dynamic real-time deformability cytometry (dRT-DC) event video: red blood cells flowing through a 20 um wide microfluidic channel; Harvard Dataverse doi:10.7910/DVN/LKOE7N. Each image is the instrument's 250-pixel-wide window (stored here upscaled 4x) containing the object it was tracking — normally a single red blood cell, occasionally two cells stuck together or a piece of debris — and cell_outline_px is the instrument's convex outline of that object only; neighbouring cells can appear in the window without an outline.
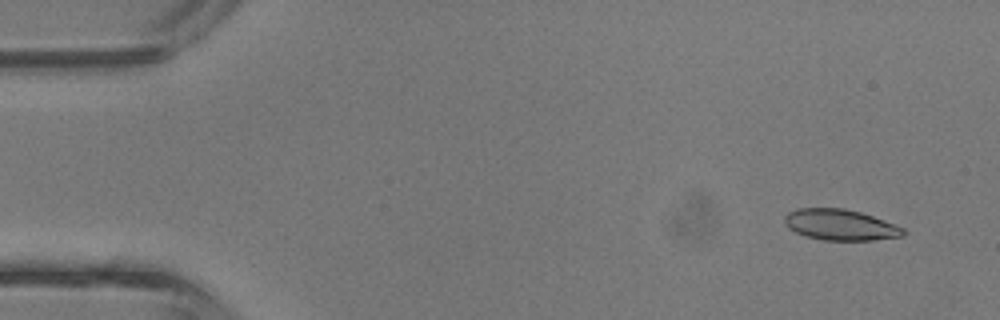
{"species": "common noctule bat (a hibernating species)", "species_latin": "Nyctalus noctula", "temperature_condition": "room temperature", "stored_images_in_passage": 43, "camera_frame_rate_fps": 3000, "um_per_image_px": 0.085, "animal": {"sex": "male", "body_mass_g": 13.3}, "frame": {"image": 1, "passage_image": 3, "time_ms": 0.667, "image_size_px": [1000, 320], "cell_outline_px": [[908, 232], [904, 236], [872, 240], [824, 240], [808, 236], [796, 232], [788, 228], [784, 224], [784, 216], [788, 212], [796, 208], [844, 208], [860, 212], [872, 216], [904, 228]], "centroid_in_image_um": [71.42, 19.1], "position_along_channel_um": 13.6, "area_um2": 21.39}}
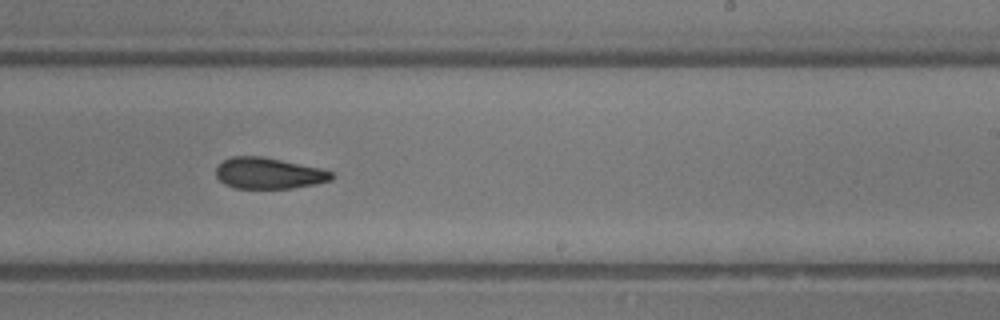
{"frame": {"image": 2, "passage_image": 26, "time_ms": 8.333, "image_size_px": [1000, 320], "cell_outline_px": [[332, 180], [316, 184], [292, 188], [236, 188], [224, 184], [216, 176], [216, 164], [220, 160], [232, 156], [260, 156], [320, 168], [332, 172]], "centroid_in_image_um": [22.78, 14.72], "position_along_channel_um": 266.2, "area_um2": 20.98}}
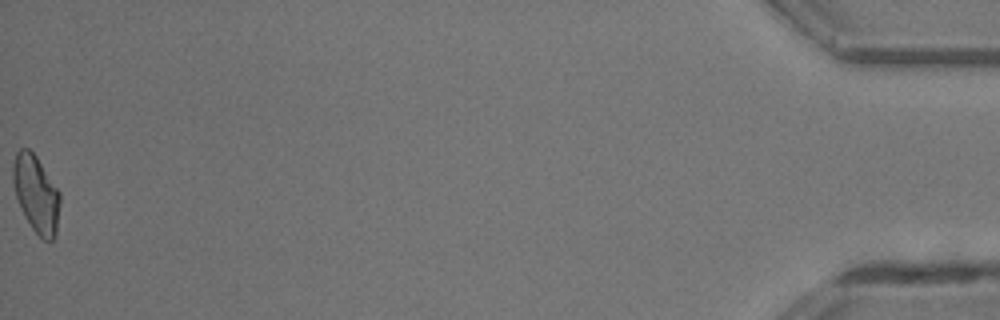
{"frame": {"image": 3, "passage_image": 43, "time_ms": 14.0, "image_size_px": [1000, 320], "cell_outline_px": [[60, 204], [56, 236], [52, 240], [44, 240], [32, 228], [24, 216], [16, 196], [12, 180], [12, 164], [16, 152], [20, 148], [28, 148], [36, 156], [60, 192]], "centroid_in_image_um": [3.07, 16.47], "position_along_channel_um": 432.1, "area_um2": 21.15}, "authors_computed_cell_mechanics": {"area_um2": 21.3282, "velocity_mm_per_s": 4.8148, "shape_relaxation_time_tau1_ms": null, "shape_relaxation_time_tau2_ms": 6.3647, "deformation_change_tau1": null, "deformation_change_tau2": 0.1604}}